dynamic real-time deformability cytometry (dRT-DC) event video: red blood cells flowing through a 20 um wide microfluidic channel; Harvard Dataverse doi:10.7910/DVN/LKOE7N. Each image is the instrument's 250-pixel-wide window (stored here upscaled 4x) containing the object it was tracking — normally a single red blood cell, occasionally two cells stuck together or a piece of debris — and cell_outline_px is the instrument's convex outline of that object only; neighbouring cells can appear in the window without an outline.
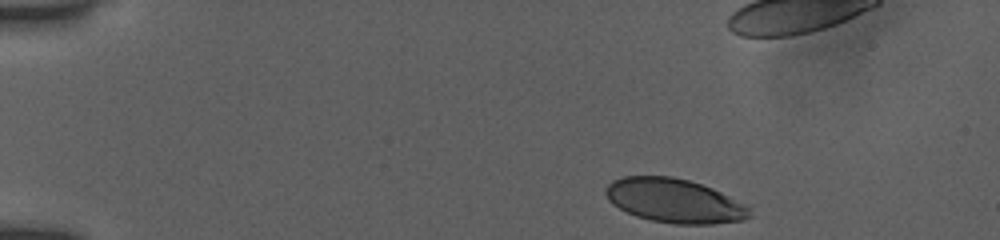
{"species": "human", "species_latin": "Homo sapiens", "temperature_condition": "room temperature", "stored_images_in_passage": 39, "camera_frame_rate_fps": 3000, "um_per_image_px": 0.085, "donor": {"sex": "female"}, "frame": {"image": 1, "passage_image": 1, "time_ms": 0.0, "image_size_px": [1000, 240], "cell_outline_px": [[752, 216], [744, 220], [712, 224], [672, 224], [652, 220], [636, 216], [612, 204], [608, 200], [604, 192], [604, 188], [612, 180], [624, 176], [672, 176], [688, 180], [712, 188], [752, 208]], "centroid_in_image_um": [57.32, 17.06], "position_along_channel_um": 27.7, "area_um2": 37.05}}
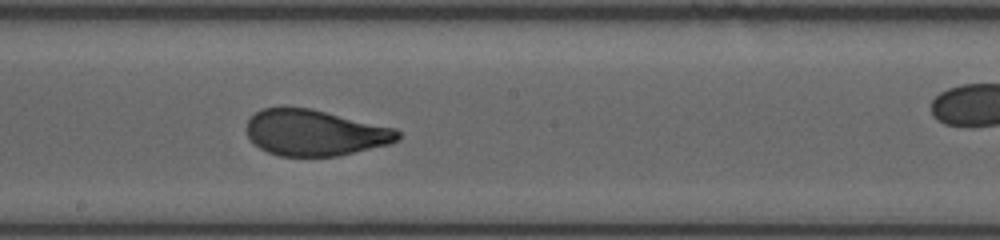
{"frame": {"image": 2, "passage_image": 23, "time_ms": 7.333, "image_size_px": [1000, 240], "cell_outline_px": [[400, 140], [388, 144], [336, 156], [280, 156], [268, 152], [260, 148], [248, 136], [244, 128], [248, 120], [256, 112], [264, 108], [312, 108], [396, 128], [400, 132]], "centroid_in_image_um": [26.77, 11.28], "position_along_channel_um": 221.4, "area_um2": 40.46}}
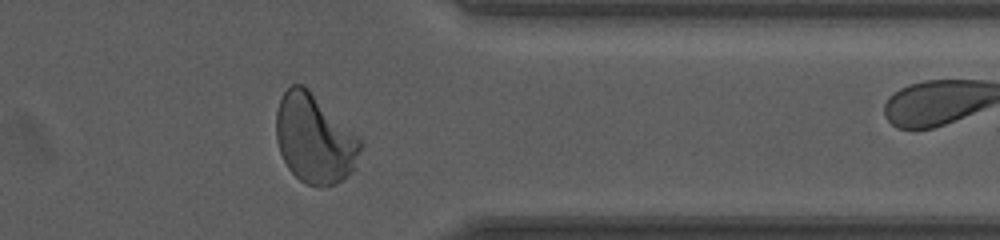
{"frame": {"image": 3, "passage_image": 36, "time_ms": 11.667, "image_size_px": [1000, 240], "cell_outline_px": [[364, 144], [356, 168], [352, 172], [336, 184], [320, 188], [308, 184], [300, 180], [288, 168], [280, 152], [276, 140], [276, 112], [280, 100], [284, 92], [292, 84], [304, 84], [360, 136]], "centroid_in_image_um": [26.78, 11.8], "position_along_channel_um": 384.6, "area_um2": 44.45}}